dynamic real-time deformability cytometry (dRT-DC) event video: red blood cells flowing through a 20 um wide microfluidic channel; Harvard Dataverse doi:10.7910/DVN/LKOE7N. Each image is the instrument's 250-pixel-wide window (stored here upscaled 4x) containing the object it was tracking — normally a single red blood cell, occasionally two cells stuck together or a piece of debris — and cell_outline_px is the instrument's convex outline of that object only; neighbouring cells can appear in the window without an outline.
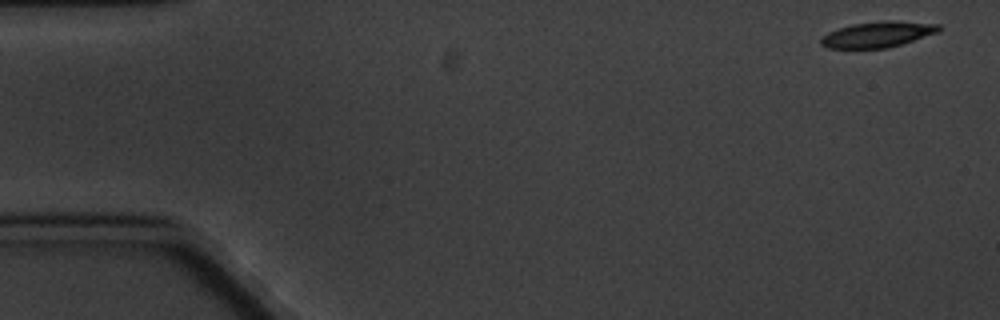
{"species": "common noctule bat (a hibernating species)", "species_latin": "Nyctalus noctula", "temperature_condition": "cold", "stored_images_in_passage": 10, "camera_frame_rate_fps": 3000, "um_per_image_px": 0.085, "animal": {"sex": "male", "body_mass_g": 20.1, "forearm_length_mm": 53.5}, "frame": {"image": 1, "passage_image": 1, "time_ms": 0.0, "image_size_px": [1000, 320], "cell_outline_px": [[940, 32], [888, 48], [828, 48], [820, 44], [820, 40], [828, 32], [852, 24], [884, 20], [892, 20], [940, 24]], "centroid_in_image_um": [74.64, 2.92], "position_along_channel_um": 10.4, "area_um2": 17.69}}
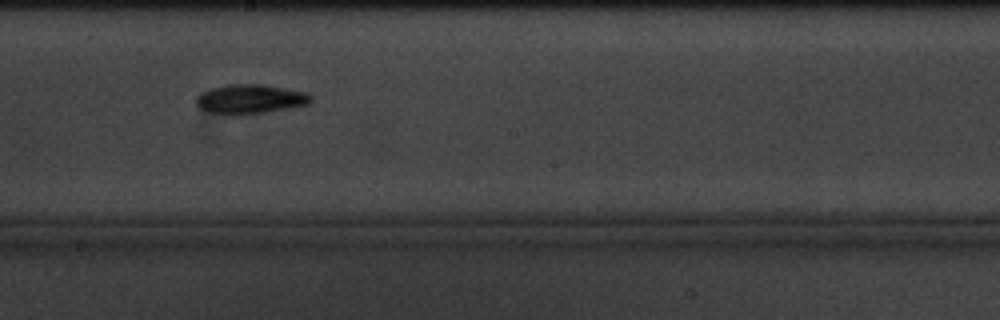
{"frame": {"image": 2, "passage_image": 9, "time_ms": 10.333, "image_size_px": [1000, 320], "cell_outline_px": [[312, 100], [308, 104], [288, 108], [264, 112], [236, 116], [208, 112], [200, 108], [196, 104], [196, 96], [200, 92], [208, 88], [228, 84], [264, 84], [308, 92], [312, 96]], "centroid_in_image_um": [21.23, 8.41], "position_along_channel_um": 227.0, "area_um2": 20.0}}
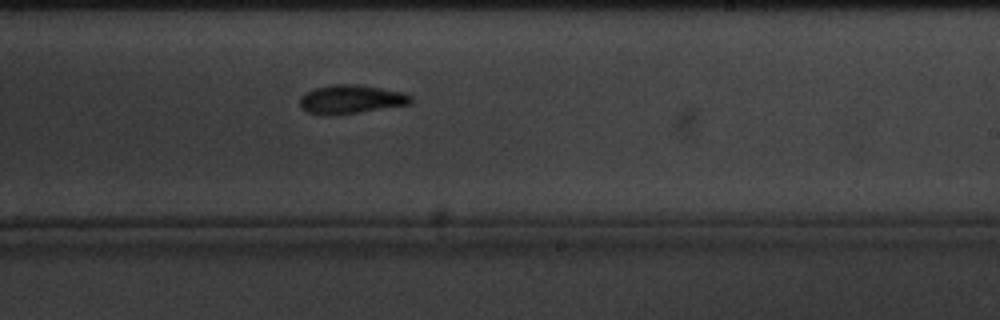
{"frame": {"image": 3, "passage_image": 10, "time_ms": 11.333, "image_size_px": [1000, 320], "cell_outline_px": [[412, 100], [408, 104], [336, 116], [324, 116], [304, 112], [300, 108], [300, 96], [304, 92], [312, 88], [332, 84], [352, 84], [380, 88], [404, 92], [412, 96]], "centroid_in_image_um": [29.73, 8.46], "position_along_channel_um": 259.3, "area_um2": 18.96}}